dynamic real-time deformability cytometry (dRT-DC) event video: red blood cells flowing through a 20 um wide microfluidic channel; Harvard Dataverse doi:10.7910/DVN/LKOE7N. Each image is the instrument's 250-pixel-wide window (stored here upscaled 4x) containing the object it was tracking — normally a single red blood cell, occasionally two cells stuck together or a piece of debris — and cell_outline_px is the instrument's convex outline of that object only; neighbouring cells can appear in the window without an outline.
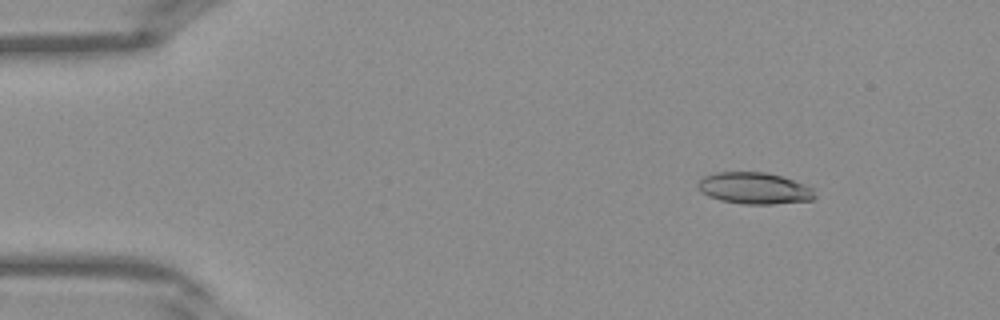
{"species": "Egyptian fruit bat (a non-hibernating species)", "species_latin": "Rousettus aegyptiacus", "temperature_condition": "warm", "stored_images_in_passage": 40, "camera_frame_rate_fps": 3000, "um_per_image_px": 0.085, "frame": {"image": 1, "passage_image": 5, "time_ms": 1.333, "image_size_px": [1000, 320], "cell_outline_px": [[816, 196], [812, 200], [772, 204], [744, 204], [720, 200], [708, 196], [700, 192], [696, 184], [704, 176], [720, 172], [768, 172], [804, 184], [812, 188]], "centroid_in_image_um": [64.1, 16.0], "position_along_channel_um": 20.9, "area_um2": 21.44}}
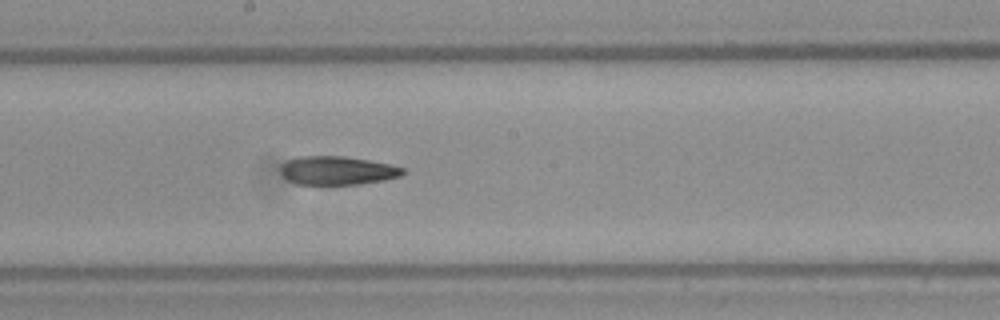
{"frame": {"image": 2, "passage_image": 22, "time_ms": 7.0, "image_size_px": [1000, 320], "cell_outline_px": [[404, 172], [400, 176], [384, 180], [360, 184], [296, 184], [288, 180], [280, 172], [280, 168], [288, 160], [296, 156], [344, 156], [392, 164], [404, 168]], "centroid_in_image_um": [28.68, 14.49], "position_along_channel_um": 219.5, "area_um2": 20.35}}
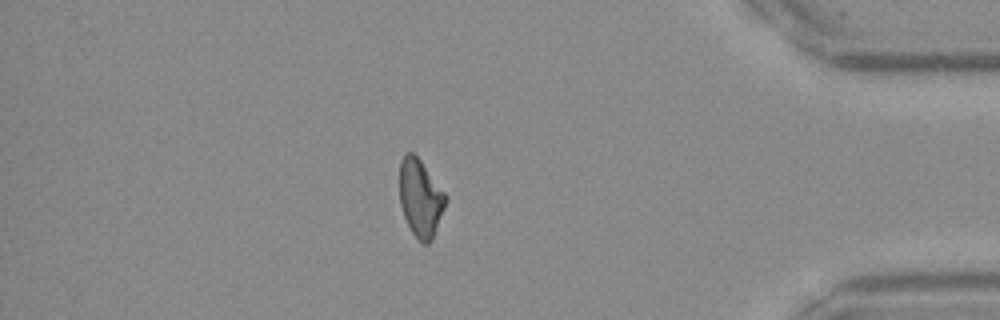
{"frame": {"image": 3, "passage_image": 35, "time_ms": 11.333, "image_size_px": [1000, 320], "cell_outline_px": [[444, 208], [432, 240], [428, 244], [424, 244], [412, 232], [404, 216], [400, 204], [400, 160], [408, 152], [412, 152], [420, 160], [444, 192]], "centroid_in_image_um": [35.71, 16.84], "position_along_channel_um": 399.5, "area_um2": 20.17}}